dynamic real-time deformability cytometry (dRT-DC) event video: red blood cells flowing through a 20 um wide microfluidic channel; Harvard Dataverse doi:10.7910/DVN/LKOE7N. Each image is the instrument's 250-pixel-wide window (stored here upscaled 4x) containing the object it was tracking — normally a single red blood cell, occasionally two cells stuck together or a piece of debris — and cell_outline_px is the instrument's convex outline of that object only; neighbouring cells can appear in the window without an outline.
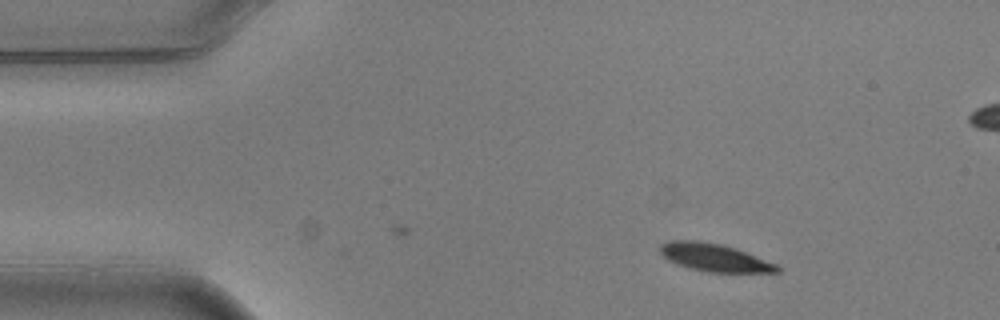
{"species": "common noctule bat (a hibernating species)", "species_latin": "Nyctalus noctula", "temperature_condition": "warm", "stored_images_in_passage": 4, "camera_frame_rate_fps": 3000, "um_per_image_px": 0.085, "animal": {"sex": "male", "body_mass_g": 20.5, "forearm_length_mm": 52.5}, "frame": {"image": 1, "passage_image": 1, "time_ms": 0.0, "image_size_px": [1000, 320], "cell_outline_px": [[784, 268], [780, 272], [708, 272], [692, 268], [668, 260], [660, 252], [660, 244], [668, 240], [700, 240], [720, 244], [736, 248], [780, 264]], "centroid_in_image_um": [60.81, 21.88], "position_along_channel_um": 24.2, "area_um2": 19.13}}